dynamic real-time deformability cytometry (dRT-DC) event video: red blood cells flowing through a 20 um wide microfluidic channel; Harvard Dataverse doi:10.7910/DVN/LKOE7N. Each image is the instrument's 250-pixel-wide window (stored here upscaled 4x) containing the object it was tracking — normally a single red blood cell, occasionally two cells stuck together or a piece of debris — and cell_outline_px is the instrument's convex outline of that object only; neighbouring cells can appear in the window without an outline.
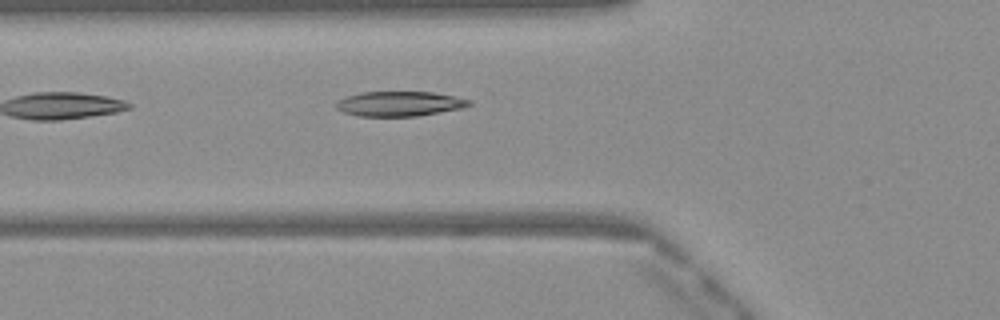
{"species": "Egyptian fruit bat (a non-hibernating species)", "species_latin": "Rousettus aegyptiacus", "temperature_condition": "warm", "stored_images_in_passage": 6, "camera_frame_rate_fps": 3000, "um_per_image_px": 0.085, "frame": {"image": 1, "passage_image": 2, "time_ms": 0.333, "image_size_px": [1000, 320], "cell_outline_px": [[472, 104], [464, 108], [416, 116], [360, 116], [344, 112], [336, 108], [336, 100], [360, 92], [432, 92], [472, 100]], "centroid_in_image_um": [33.96, 8.82], "position_along_channel_um": 91.8, "area_um2": 19.19}}